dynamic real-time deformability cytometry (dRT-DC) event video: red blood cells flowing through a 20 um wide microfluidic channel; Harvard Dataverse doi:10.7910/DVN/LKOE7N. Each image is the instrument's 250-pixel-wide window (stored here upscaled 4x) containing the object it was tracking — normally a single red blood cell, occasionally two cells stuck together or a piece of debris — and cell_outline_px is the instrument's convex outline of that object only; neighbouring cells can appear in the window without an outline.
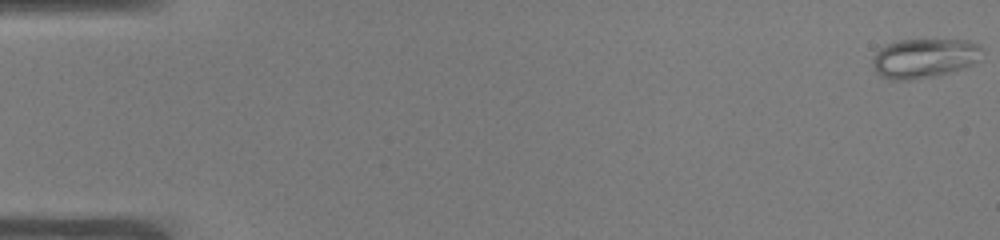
{"species": "common noctule bat (a hibernating species)", "species_latin": "Nyctalus noctula", "temperature_condition": "warm", "stored_images_in_passage": 52, "camera_frame_rate_fps": 3000, "um_per_image_px": 0.085, "animal": {"sex": "male", "body_mass_g": 19.0, "forearm_length_mm": 50.8}, "frame": {"image": 1, "passage_image": 1, "time_ms": 0.0, "image_size_px": [1000, 240], "cell_outline_px": [[984, 48], [976, 60], [972, 64], [964, 68], [940, 76], [908, 80], [888, 80], [880, 76], [876, 72], [872, 64], [872, 56], [880, 48], [896, 40], [968, 40], [980, 44]], "centroid_in_image_um": [78.55, 4.96], "position_along_channel_um": 6.5, "area_um2": 25.55}}
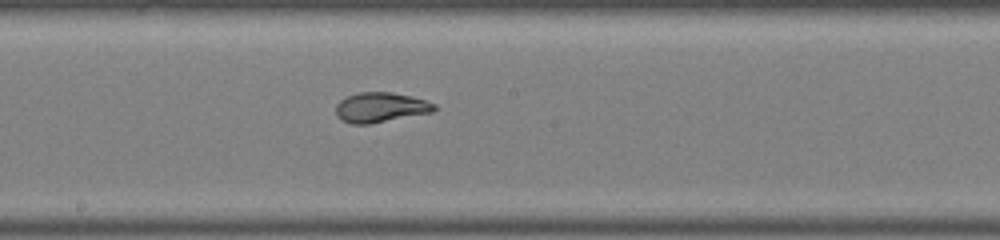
{"frame": {"image": 2, "passage_image": 29, "time_ms": 9.333, "image_size_px": [1000, 240], "cell_outline_px": [[436, 108], [432, 112], [368, 124], [352, 124], [340, 120], [336, 116], [336, 104], [344, 96], [360, 92], [392, 92], [412, 96], [436, 104]], "centroid_in_image_um": [32.3, 9.12], "position_along_channel_um": 215.9, "area_um2": 17.22}}
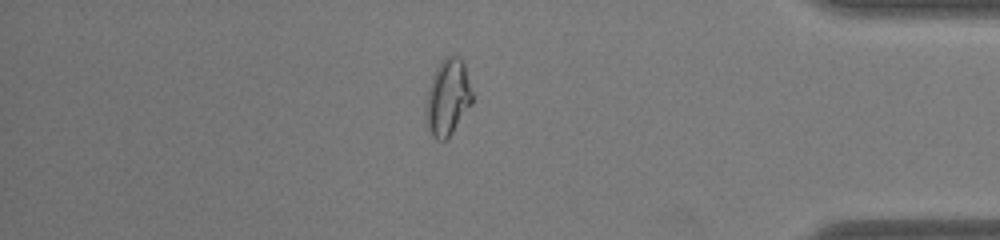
{"frame": {"image": 3, "passage_image": 45, "time_ms": 14.667, "image_size_px": [1000, 240], "cell_outline_px": [[472, 104], [452, 132], [444, 140], [436, 140], [428, 132], [428, 88], [432, 76], [440, 60], [444, 56], [460, 56], [464, 64], [472, 92]], "centroid_in_image_um": [38.08, 8.24], "position_along_channel_um": 397.1, "area_um2": 20.17}, "authors_computed_cell_mechanics": {"area_um2": 18.7561, "velocity_mm_per_s": 3.9276, "shape_relaxation_time_tau1_ms": 8.1703, "shape_relaxation_time_tau2_ms": null, "deformation_change_tau1": 0.2635, "deformation_change_tau2": null}}